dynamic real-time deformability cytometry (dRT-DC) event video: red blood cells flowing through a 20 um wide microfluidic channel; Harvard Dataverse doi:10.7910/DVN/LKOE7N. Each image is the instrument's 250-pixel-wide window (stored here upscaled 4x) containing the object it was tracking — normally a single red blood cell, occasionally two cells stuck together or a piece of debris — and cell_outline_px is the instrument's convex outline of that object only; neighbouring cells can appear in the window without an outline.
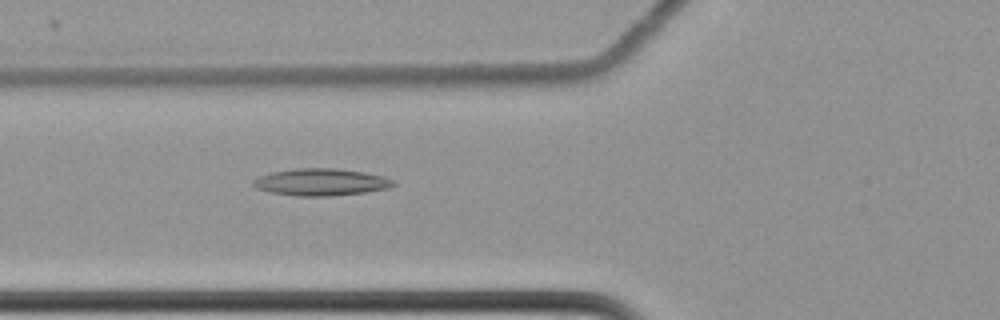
{"species": "common noctule bat (a hibernating species)", "species_latin": "Nyctalus noctula", "temperature_condition": "cold", "stored_images_in_passage": 60, "camera_frame_rate_fps": 3000, "um_per_image_px": 0.085, "animal": {"sex": "female", "body_mass_g": 22.7, "forearm_length_mm": 54.2}, "frame": {"image": 1, "passage_image": 24, "time_ms": 7.667, "image_size_px": [1000, 320], "cell_outline_px": [[396, 184], [388, 188], [364, 192], [328, 196], [296, 196], [272, 192], [256, 188], [252, 184], [252, 180], [260, 176], [272, 172], [296, 168], [336, 168], [364, 172], [384, 176], [392, 180]], "centroid_in_image_um": [27.27, 15.47], "position_along_channel_um": 98.5, "area_um2": 21.96}}
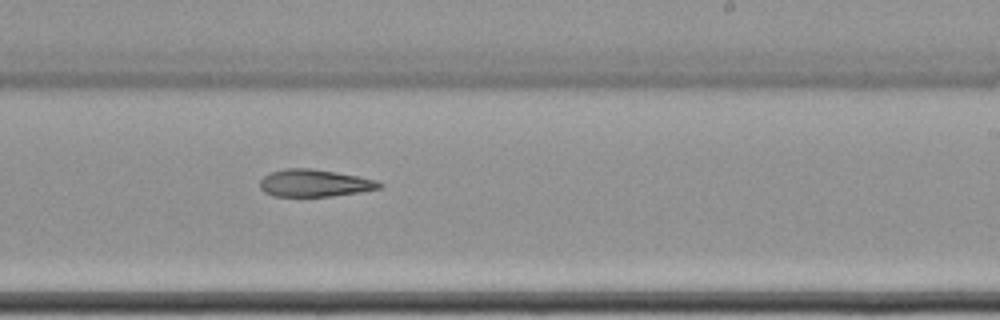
{"frame": {"image": 2, "passage_image": 38, "time_ms": 12.333, "image_size_px": [1000, 320], "cell_outline_px": [[384, 184], [380, 188], [360, 192], [332, 196], [272, 196], [264, 192], [260, 188], [260, 180], [268, 172], [288, 168], [312, 168], [336, 172], [376, 180]], "centroid_in_image_um": [26.7, 15.56], "position_along_channel_um": 262.3, "area_um2": 19.02}}
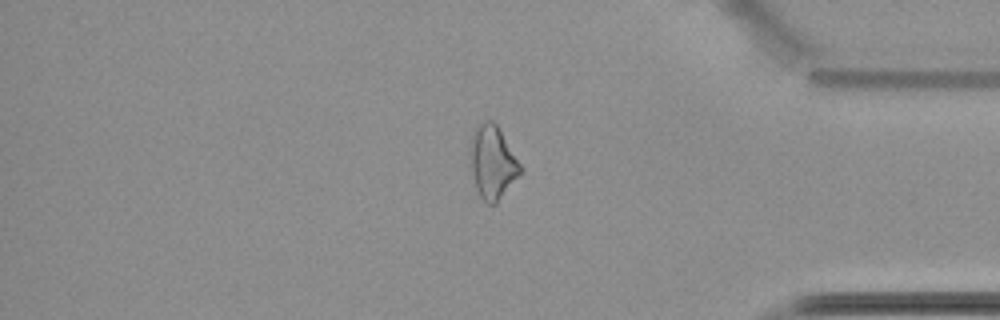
{"frame": {"image": 3, "passage_image": 51, "time_ms": 16.667, "image_size_px": [1000, 320], "cell_outline_px": [[524, 172], [496, 204], [488, 204], [480, 196], [476, 188], [468, 156], [468, 148], [472, 128], [484, 120], [492, 120], [496, 124], [524, 168]], "centroid_in_image_um": [41.86, 13.77], "position_along_channel_um": 393.3, "area_um2": 22.14}}